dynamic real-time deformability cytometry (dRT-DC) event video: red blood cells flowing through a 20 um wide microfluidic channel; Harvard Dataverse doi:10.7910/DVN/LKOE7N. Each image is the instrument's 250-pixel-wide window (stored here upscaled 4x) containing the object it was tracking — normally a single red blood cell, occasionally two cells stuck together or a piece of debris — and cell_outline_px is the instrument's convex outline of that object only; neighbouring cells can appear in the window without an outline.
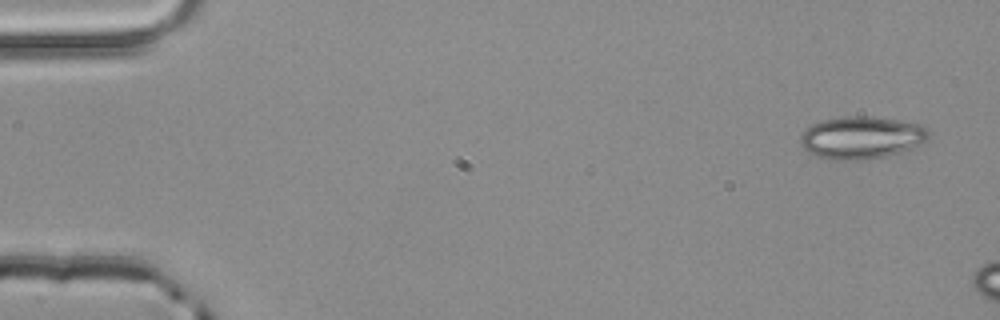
{"species": "common noctule bat (a hibernating species)", "species_latin": "Nyctalus noctula", "temperature_condition": "room temperature", "stored_images_in_passage": 4, "camera_frame_rate_fps": 3000, "um_per_image_px": 0.085, "animal": {"sex": "male", "body_mass_g": 20.4}, "frame": {"image": 1, "passage_image": 1, "time_ms": 0.0, "image_size_px": [1000, 320], "cell_outline_px": [[928, 140], [900, 152], [868, 160], [832, 160], [816, 156], [808, 152], [800, 144], [800, 136], [812, 124], [820, 120], [844, 116], [868, 116], [900, 120], [920, 124], [928, 128]], "centroid_in_image_um": [73.21, 11.69], "position_along_channel_um": 11.8, "area_um2": 31.85}}